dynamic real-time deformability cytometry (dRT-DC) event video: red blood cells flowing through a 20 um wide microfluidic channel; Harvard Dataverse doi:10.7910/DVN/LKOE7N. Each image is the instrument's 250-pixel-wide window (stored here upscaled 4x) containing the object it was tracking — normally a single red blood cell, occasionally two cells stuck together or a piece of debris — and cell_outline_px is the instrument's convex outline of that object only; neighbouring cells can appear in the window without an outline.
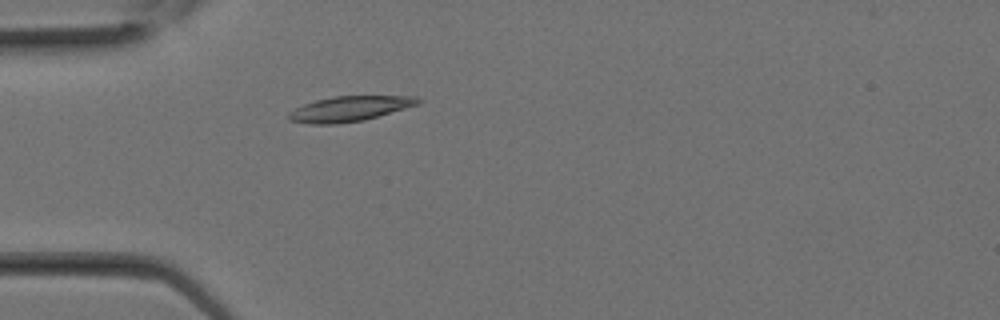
{"species": "Egyptian fruit bat (a non-hibernating species)", "species_latin": "Rousettus aegyptiacus", "temperature_condition": "room temperature", "stored_images_in_passage": 3, "camera_frame_rate_fps": 3000, "um_per_image_px": 0.085, "animal": {"sex": "female"}, "frame": {"image": 1, "passage_image": 1, "time_ms": 0.0, "image_size_px": [1000, 320], "cell_outline_px": [[424, 100], [420, 104], [364, 120], [336, 124], [308, 124], [288, 120], [288, 112], [304, 104], [316, 100], [332, 96], [416, 96]], "centroid_in_image_um": [29.73, 9.24], "position_along_channel_um": 55.3, "area_um2": 19.07}}
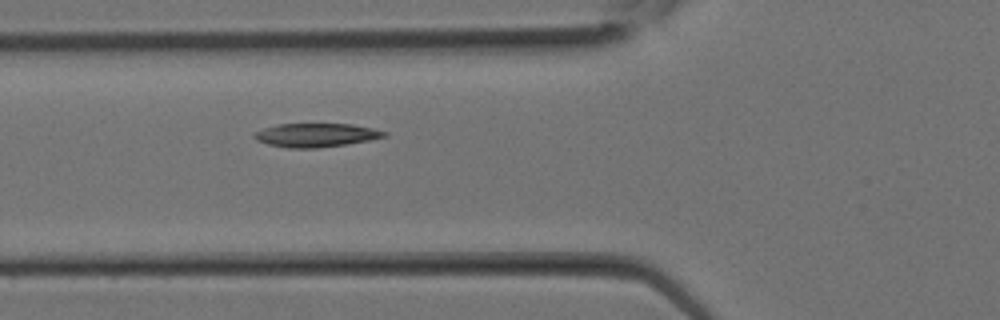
{"frame": {"image": 2, "passage_image": 3, "time_ms": 0.667, "image_size_px": [1000, 320], "cell_outline_px": [[388, 136], [368, 140], [344, 144], [316, 148], [288, 148], [268, 144], [256, 140], [252, 136], [256, 132], [264, 128], [276, 124], [352, 124], [372, 128], [388, 132]], "centroid_in_image_um": [26.85, 11.48], "position_along_channel_um": 98.9, "area_um2": 17.8}}